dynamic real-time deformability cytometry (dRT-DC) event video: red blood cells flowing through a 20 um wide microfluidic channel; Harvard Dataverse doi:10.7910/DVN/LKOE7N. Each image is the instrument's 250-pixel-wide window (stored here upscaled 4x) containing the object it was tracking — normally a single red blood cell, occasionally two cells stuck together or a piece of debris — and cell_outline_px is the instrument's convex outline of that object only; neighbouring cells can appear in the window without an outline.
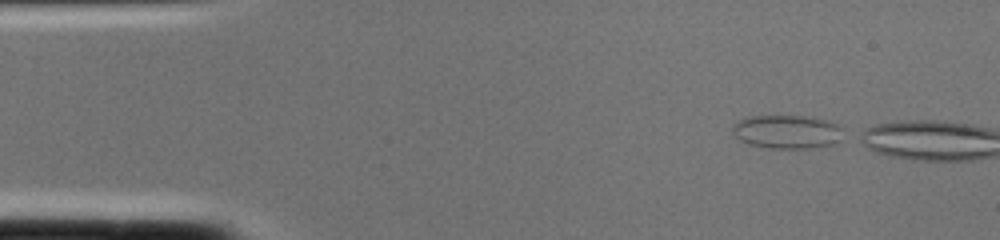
{"species": "common noctule bat (a hibernating species)", "species_latin": "Nyctalus noctula", "temperature_condition": "cold", "stored_images_in_passage": 2, "camera_frame_rate_fps": 3000, "um_per_image_px": 0.085, "animal": {"sex": "female", "body_mass_g": 22.0, "forearm_length_mm": 56.7}, "frame": {"image": 1, "passage_image": 1, "time_ms": 0.0, "image_size_px": [1000, 240], "cell_outline_px": [[840, 140], [832, 144], [808, 148], [768, 148], [748, 144], [732, 136], [732, 124], [748, 116], [804, 116], [828, 120], [836, 124], [840, 128]], "centroid_in_image_um": [66.82, 11.2], "position_along_channel_um": 18.2, "area_um2": 21.62}}